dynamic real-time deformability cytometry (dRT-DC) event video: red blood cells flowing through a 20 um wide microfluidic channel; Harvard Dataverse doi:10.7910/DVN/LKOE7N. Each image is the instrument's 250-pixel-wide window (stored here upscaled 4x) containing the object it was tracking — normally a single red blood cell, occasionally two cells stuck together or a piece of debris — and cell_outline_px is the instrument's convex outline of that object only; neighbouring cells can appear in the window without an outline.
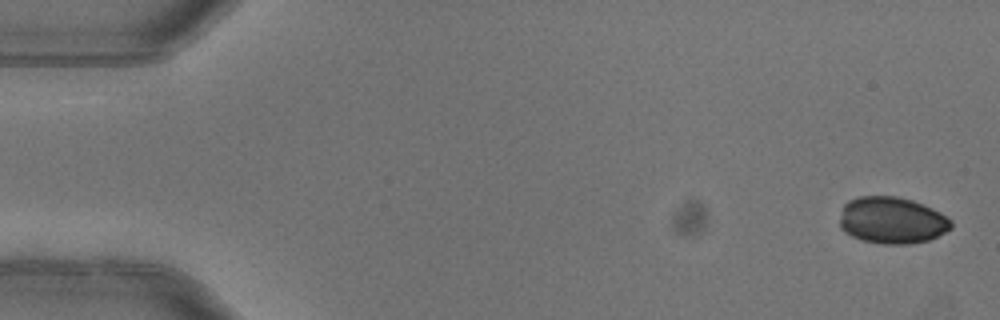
{"species": "common noctule bat (a hibernating species)", "species_latin": "Nyctalus noctula", "temperature_condition": "warm", "stored_images_in_passage": 5, "segment_of_instrument_passage": [1, 2], "camera_frame_rate_fps": 3000, "um_per_image_px": 0.085, "animal": {"sex": "female"}, "frame": {"image": 1, "passage_image": 1, "time_ms": 0.0, "image_size_px": [1000, 320], "cell_outline_px": [[952, 228], [928, 240], [908, 244], [884, 244], [860, 240], [844, 232], [840, 228], [840, 220], [844, 204], [848, 200], [860, 196], [896, 196], [912, 200], [932, 208], [940, 212], [952, 220]], "centroid_in_image_um": [75.8, 18.73], "position_along_channel_um": 9.2, "area_um2": 30.4}}
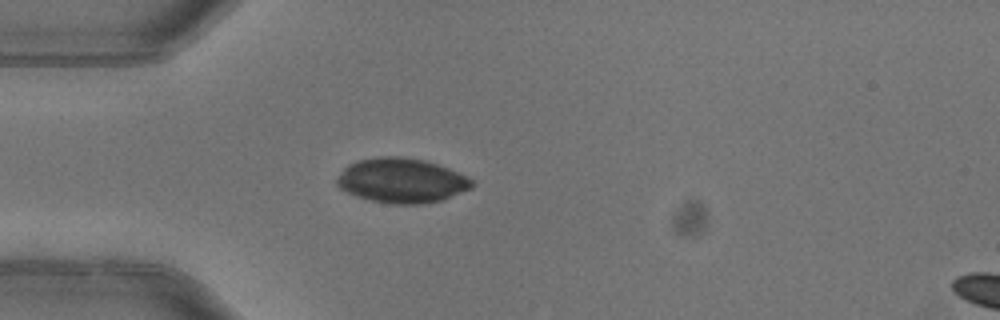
{"frame": {"image": 2, "passage_image": 4, "time_ms": 1.0, "image_size_px": [1000, 320], "cell_outline_px": [[476, 184], [472, 188], [444, 200], [424, 204], [392, 204], [372, 200], [356, 196], [340, 188], [336, 184], [336, 176], [348, 164], [360, 160], [380, 156], [396, 156], [424, 160], [448, 168], [472, 180]], "centroid_in_image_um": [34.14, 15.36], "position_along_channel_um": 50.9, "area_um2": 35.14}}